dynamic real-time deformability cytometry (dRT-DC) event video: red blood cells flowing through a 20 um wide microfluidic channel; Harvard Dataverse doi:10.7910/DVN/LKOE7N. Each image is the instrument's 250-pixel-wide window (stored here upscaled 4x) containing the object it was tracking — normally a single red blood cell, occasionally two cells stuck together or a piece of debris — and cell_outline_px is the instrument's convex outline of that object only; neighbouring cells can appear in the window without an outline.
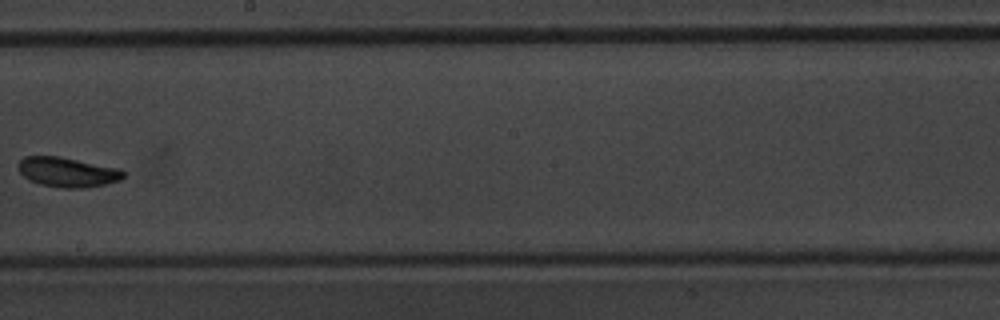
{"species": "common noctule bat (a hibernating species)", "species_latin": "Nyctalus noctula", "temperature_condition": "warm", "stored_images_in_passage": 10, "camera_frame_rate_fps": 3000, "um_per_image_px": 0.085, "animal": {"sex": "male", "body_mass_g": 20.1, "forearm_length_mm": 53.5}, "frame": {"image": 1, "passage_image": 9, "time_ms": 9.667, "image_size_px": [1000, 320], "cell_outline_px": [[124, 176], [120, 180], [88, 188], [60, 188], [40, 184], [28, 180], [20, 172], [16, 164], [24, 156], [60, 156], [120, 168], [124, 172]], "centroid_in_image_um": [5.72, 14.63], "position_along_channel_um": 242.5, "area_um2": 18.44}}
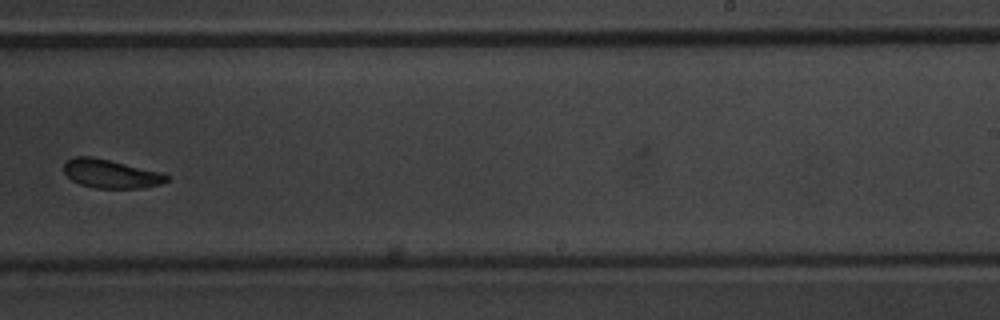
{"frame": {"image": 2, "passage_image": 10, "time_ms": 10.667, "image_size_px": [1000, 320], "cell_outline_px": [[168, 180], [160, 184], [140, 188], [96, 188], [80, 184], [72, 180], [64, 172], [64, 164], [68, 160], [76, 156], [92, 156], [160, 172], [168, 176]], "centroid_in_image_um": [9.39, 14.77], "position_along_channel_um": 279.6, "area_um2": 16.88}}